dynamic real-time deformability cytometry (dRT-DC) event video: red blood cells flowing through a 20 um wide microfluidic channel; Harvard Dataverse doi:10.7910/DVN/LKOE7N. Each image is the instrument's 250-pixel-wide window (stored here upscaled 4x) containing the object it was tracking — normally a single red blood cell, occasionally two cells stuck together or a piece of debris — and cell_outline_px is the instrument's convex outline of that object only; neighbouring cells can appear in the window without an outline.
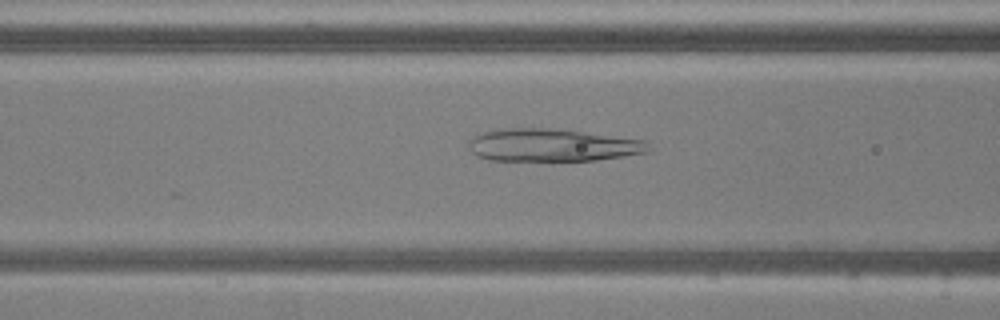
{"species": "common noctule bat (a hibernating species)", "species_latin": "Nyctalus noctula", "temperature_condition": "warm", "stored_images_in_passage": 51, "camera_frame_rate_fps": 3000, "um_per_image_px": 0.085, "animal": {"sex": "male", "body_mass_g": 20.5, "forearm_length_mm": 52.5}, "frame": {"image": 1, "passage_image": 19, "time_ms": 6.0, "image_size_px": [1000, 320], "cell_outline_px": [[648, 152], [624, 156], [596, 160], [488, 160], [476, 156], [468, 148], [468, 140], [472, 136], [492, 128], [548, 128], [644, 140], [648, 148]], "centroid_in_image_um": [46.82, 12.33], "position_along_channel_um": 119.8, "area_um2": 34.04}}
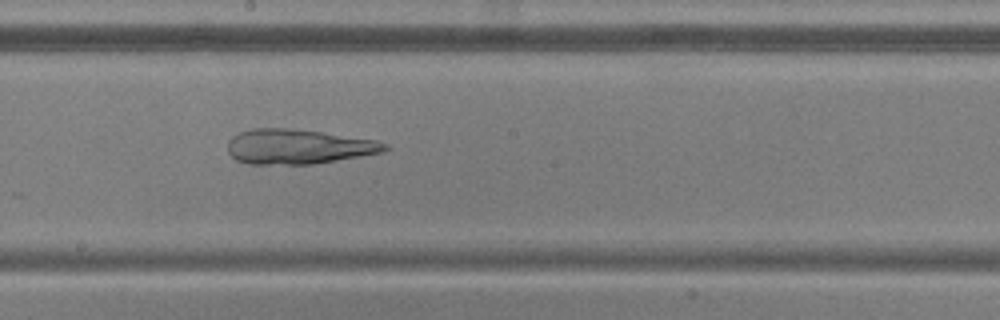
{"frame": {"image": 2, "passage_image": 27, "time_ms": 8.667, "image_size_px": [1000, 320], "cell_outline_px": [[388, 148], [384, 152], [316, 164], [248, 164], [236, 160], [228, 152], [228, 140], [232, 136], [240, 132], [252, 128], [292, 128], [376, 140], [388, 144]], "centroid_in_image_um": [25.33, 12.47], "position_along_channel_um": 222.9, "area_um2": 31.96}}
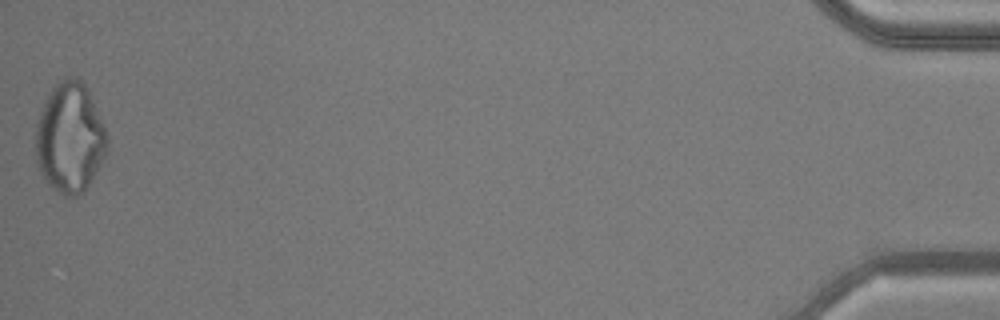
{"frame": {"image": 3, "passage_image": 51, "time_ms": 16.667, "image_size_px": [1000, 320], "cell_outline_px": [[108, 152], [104, 160], [84, 192], [76, 196], [64, 196], [52, 188], [48, 184], [40, 172], [36, 164], [36, 124], [44, 100], [52, 88], [64, 76], [76, 76], [84, 80], [104, 124], [108, 140]], "centroid_in_image_um": [5.95, 11.7], "position_along_channel_um": 429.2, "area_um2": 46.64}}